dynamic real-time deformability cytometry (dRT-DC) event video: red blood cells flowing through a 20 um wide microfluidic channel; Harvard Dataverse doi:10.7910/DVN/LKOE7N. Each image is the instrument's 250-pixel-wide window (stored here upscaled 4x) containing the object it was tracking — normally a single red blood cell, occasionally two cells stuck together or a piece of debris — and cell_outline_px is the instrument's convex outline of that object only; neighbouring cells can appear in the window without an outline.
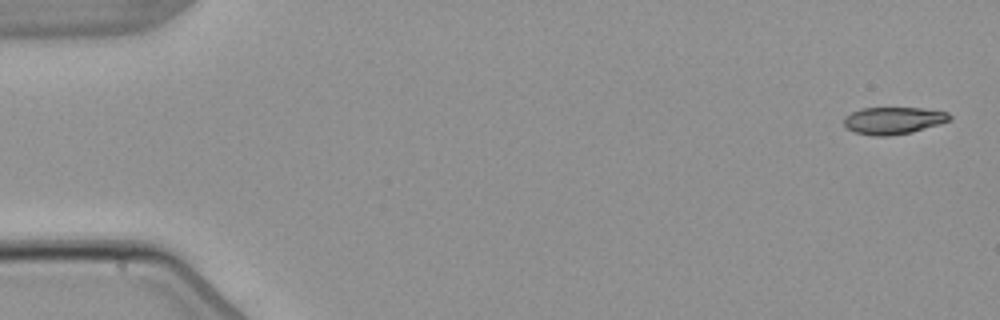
{"species": "common noctule bat (a hibernating species)", "species_latin": "Nyctalus noctula", "temperature_condition": "warm", "stored_images_in_passage": 4, "camera_frame_rate_fps": 3000, "um_per_image_px": 0.085, "animal": {"sex": "male", "body_mass_g": 21.5, "forearm_length_mm": 52.0}, "frame": {"image": 1, "passage_image": 1, "time_ms": 0.0, "image_size_px": [1000, 320], "cell_outline_px": [[952, 120], [940, 124], [912, 132], [888, 136], [872, 136], [856, 132], [848, 128], [844, 124], [844, 116], [860, 108], [920, 108], [948, 112], [952, 116]], "centroid_in_image_um": [75.96, 10.24], "position_along_channel_um": 9.0, "area_um2": 16.76}}
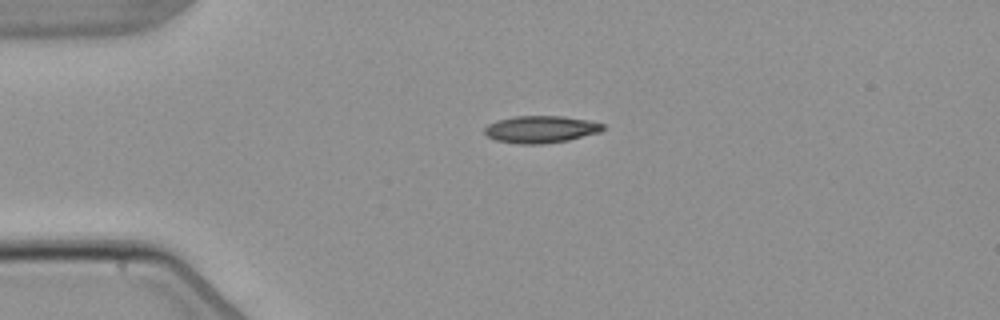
{"frame": {"image": 2, "passage_image": 4, "time_ms": 3.667, "image_size_px": [1000, 320], "cell_outline_px": [[604, 128], [600, 132], [568, 140], [544, 144], [520, 144], [496, 140], [488, 136], [484, 132], [484, 128], [488, 124], [496, 120], [512, 116], [564, 116], [588, 120], [604, 124]], "centroid_in_image_um": [45.95, 10.98], "position_along_channel_um": 39.0, "area_um2": 18.79}}